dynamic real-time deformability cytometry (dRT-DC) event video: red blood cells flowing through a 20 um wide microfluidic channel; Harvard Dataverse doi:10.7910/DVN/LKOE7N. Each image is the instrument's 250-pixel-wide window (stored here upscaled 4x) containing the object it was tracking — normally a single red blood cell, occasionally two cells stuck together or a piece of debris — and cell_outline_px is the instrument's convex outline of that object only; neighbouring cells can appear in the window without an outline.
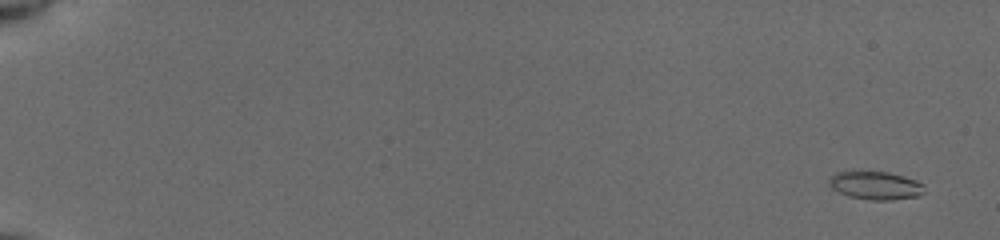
{"species": "common noctule bat (a hibernating species)", "species_latin": "Nyctalus noctula", "temperature_condition": "cold", "stored_images_in_passage": 55, "camera_frame_rate_fps": 3000, "um_per_image_px": 0.085, "animal": {"sex": "female", "body_mass_g": 19.5, "forearm_length_mm": 54.1}, "frame": {"image": 1, "passage_image": 3, "time_ms": 0.667, "image_size_px": [1000, 240], "cell_outline_px": [[924, 192], [920, 196], [892, 200], [872, 200], [848, 196], [832, 188], [828, 184], [828, 180], [836, 172], [852, 168], [888, 172], [904, 176], [916, 180], [924, 184]], "centroid_in_image_um": [74.39, 15.71], "position_along_channel_um": 10.6, "area_um2": 16.36}}
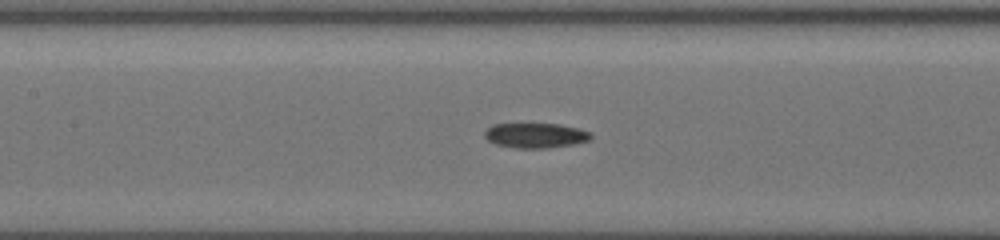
{"frame": {"image": 2, "passage_image": 29, "time_ms": 9.333, "image_size_px": [1000, 240], "cell_outline_px": [[592, 136], [588, 140], [572, 144], [548, 148], [516, 148], [496, 144], [488, 140], [484, 136], [484, 132], [492, 124], [560, 124], [592, 132]], "centroid_in_image_um": [45.5, 11.51], "position_along_channel_um": 161.9, "area_um2": 15.32}}
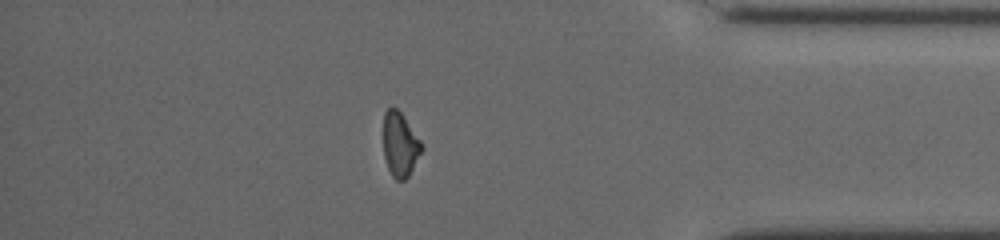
{"frame": {"image": 3, "passage_image": 49, "time_ms": 16.0, "image_size_px": [1000, 240], "cell_outline_px": [[424, 148], [408, 176], [404, 180], [396, 180], [392, 176], [388, 168], [384, 156], [384, 112], [388, 108], [396, 108], [400, 112], [420, 140]], "centroid_in_image_um": [34.0, 12.3], "position_along_channel_um": 401.2, "area_um2": 14.1}, "authors_computed_cell_mechanics": {"area_um2": 15.4326, "velocity_mm_per_s": 3.9259, "shape_relaxation_time_tau1_ms": 5.5694, "shape_relaxation_time_tau2_ms": null, "deformation_change_tau1": 0.1233, "deformation_change_tau2": null}}